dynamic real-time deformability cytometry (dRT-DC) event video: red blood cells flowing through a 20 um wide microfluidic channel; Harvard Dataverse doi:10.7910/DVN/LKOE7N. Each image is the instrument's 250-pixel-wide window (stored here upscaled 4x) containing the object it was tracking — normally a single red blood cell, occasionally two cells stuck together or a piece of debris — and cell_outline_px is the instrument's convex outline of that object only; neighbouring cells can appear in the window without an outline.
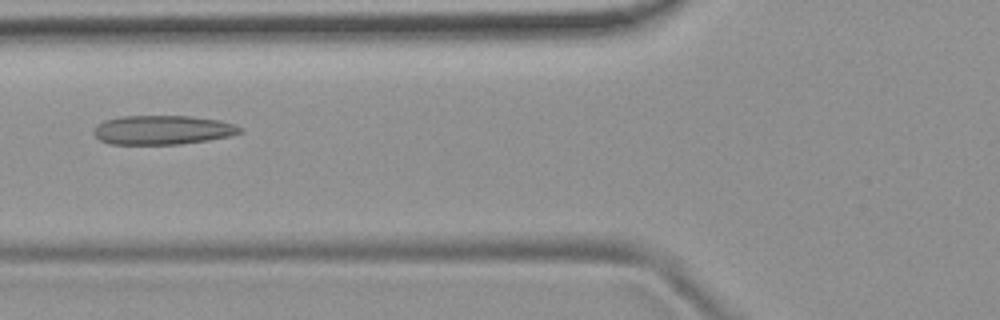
{"species": "common noctule bat (a hibernating species)", "species_latin": "Nyctalus noctula", "temperature_condition": "room temperature", "stored_images_in_passage": 2, "camera_frame_rate_fps": 3000, "um_per_image_px": 0.085, "animal": {"sex": "female", "body_mass_g": 19.9}, "frame": {"image": 1, "passage_image": 2, "time_ms": 0.333, "image_size_px": [1000, 320], "cell_outline_px": [[244, 132], [228, 136], [208, 140], [180, 144], [108, 144], [100, 140], [92, 132], [96, 124], [104, 120], [120, 116], [188, 116], [220, 120], [244, 128]], "centroid_in_image_um": [13.8, 11.04], "position_along_channel_um": 112.0, "area_um2": 24.97}}